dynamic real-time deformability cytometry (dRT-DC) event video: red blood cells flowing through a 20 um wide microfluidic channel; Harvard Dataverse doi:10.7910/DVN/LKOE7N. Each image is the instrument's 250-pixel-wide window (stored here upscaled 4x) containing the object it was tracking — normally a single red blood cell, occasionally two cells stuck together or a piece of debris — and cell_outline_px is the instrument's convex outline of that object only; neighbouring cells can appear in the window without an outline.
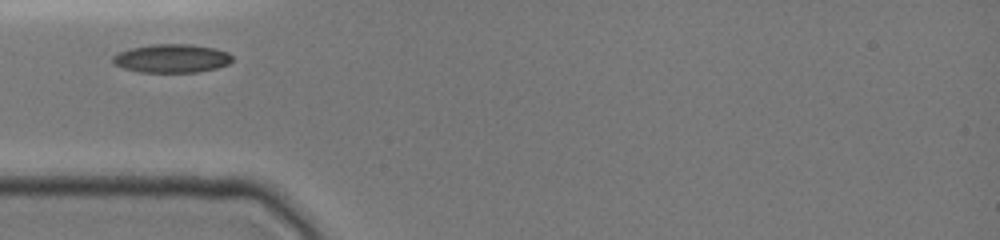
{"species": "common noctule bat (a hibernating species)", "species_latin": "Nyctalus noctula", "temperature_condition": "cold", "stored_images_in_passage": 9, "camera_frame_rate_fps": 3000, "um_per_image_px": 0.085, "animal": {"sex": "female", "body_mass_g": 19.0, "forearm_length_mm": 51.5}, "frame": {"image": 1, "passage_image": 1, "time_ms": 0.0, "image_size_px": [1000, 240], "cell_outline_px": [[232, 60], [228, 64], [216, 68], [196, 72], [140, 72], [124, 68], [112, 64], [112, 56], [120, 52], [132, 48], [156, 44], [188, 44], [216, 48], [228, 52], [232, 56]], "centroid_in_image_um": [14.6, 4.96], "position_along_channel_um": 70.4, "area_um2": 19.77}}
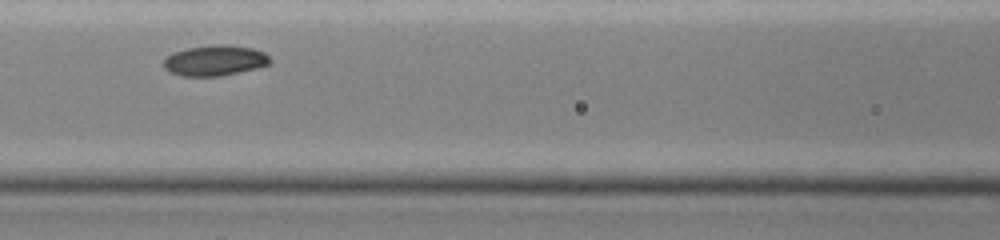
{"frame": {"image": 2, "passage_image": 3, "time_ms": 2.0, "image_size_px": [1000, 240], "cell_outline_px": [[272, 64], [256, 68], [220, 76], [184, 76], [168, 72], [164, 68], [164, 60], [172, 52], [188, 48], [212, 44], [228, 44], [252, 48], [264, 52], [272, 60]], "centroid_in_image_um": [18.28, 5.13], "position_along_channel_um": 148.3, "area_um2": 19.07}}
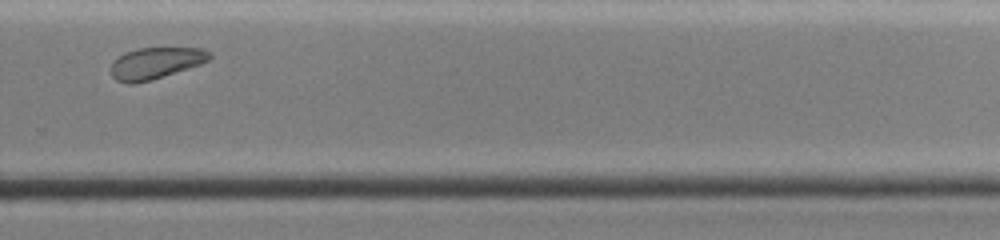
{"frame": {"image": 3, "passage_image": 8, "time_ms": 6.333, "image_size_px": [1000, 240], "cell_outline_px": [[212, 56], [208, 60], [200, 64], [152, 80], [132, 84], [128, 84], [116, 80], [112, 76], [112, 60], [124, 52], [140, 48], [204, 48], [212, 52]], "centroid_in_image_um": [13.22, 5.36], "position_along_channel_um": 316.6, "area_um2": 18.15}}